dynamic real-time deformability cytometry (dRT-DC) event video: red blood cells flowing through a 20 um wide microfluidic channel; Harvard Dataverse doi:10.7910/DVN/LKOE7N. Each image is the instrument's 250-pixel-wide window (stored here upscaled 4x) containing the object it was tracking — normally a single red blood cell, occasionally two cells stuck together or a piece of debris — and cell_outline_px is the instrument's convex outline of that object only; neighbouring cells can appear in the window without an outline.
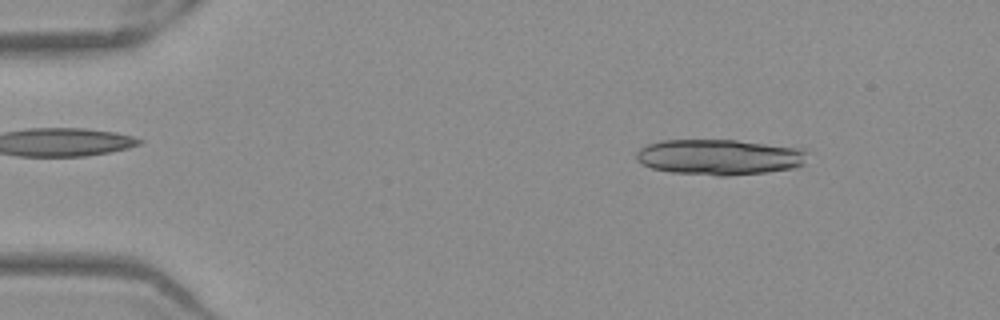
{"species": "Egyptian fruit bat (a non-hibernating species)", "species_latin": "Rousettus aegyptiacus", "temperature_condition": "warm", "stored_images_in_passage": 51, "segment_of_instrument_passage": [1, 2], "camera_frame_rate_fps": 3000, "um_per_image_px": 0.085, "frame": {"image": 1, "passage_image": 6, "time_ms": 1.667, "image_size_px": [1000, 320], "cell_outline_px": [[812, 152], [804, 164], [796, 168], [768, 172], [724, 176], [716, 176], [672, 172], [652, 168], [636, 160], [636, 152], [640, 148], [648, 144], [660, 140], [736, 140], [808, 148]], "centroid_in_image_um": [61.27, 13.34], "position_along_channel_um": 23.7, "area_um2": 36.24}}